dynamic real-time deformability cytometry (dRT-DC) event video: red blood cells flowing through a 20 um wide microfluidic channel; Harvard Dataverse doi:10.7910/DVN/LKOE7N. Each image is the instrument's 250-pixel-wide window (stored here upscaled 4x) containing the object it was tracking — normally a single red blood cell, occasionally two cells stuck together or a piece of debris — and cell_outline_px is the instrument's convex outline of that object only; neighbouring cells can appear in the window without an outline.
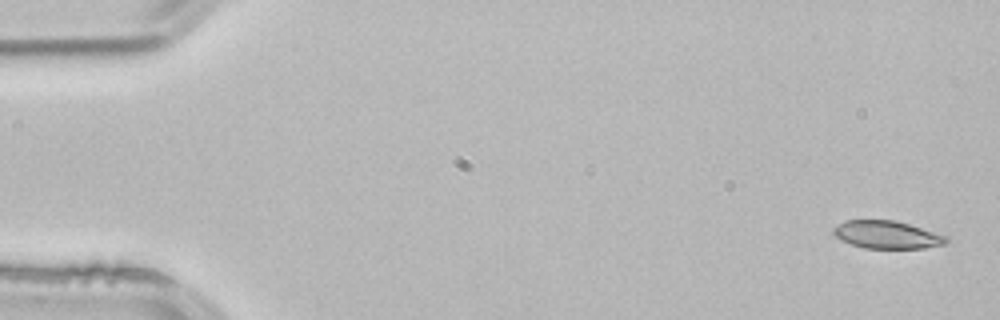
{"species": "common noctule bat (a hibernating species)", "species_latin": "Nyctalus noctula", "temperature_condition": "room temperature", "stored_images_in_passage": 3, "camera_frame_rate_fps": 3000, "um_per_image_px": 0.085, "animal": {"sex": "male", "body_mass_g": 21.5, "forearm_length_mm": 52.0}, "frame": {"image": 1, "passage_image": 1, "time_ms": 0.0, "image_size_px": [1000, 320], "cell_outline_px": [[948, 240], [944, 244], [924, 248], [864, 248], [840, 240], [832, 232], [832, 228], [836, 224], [844, 220], [896, 220], [948, 236]], "centroid_in_image_um": [75.36, 19.94], "position_along_channel_um": 9.6, "area_um2": 18.32}}
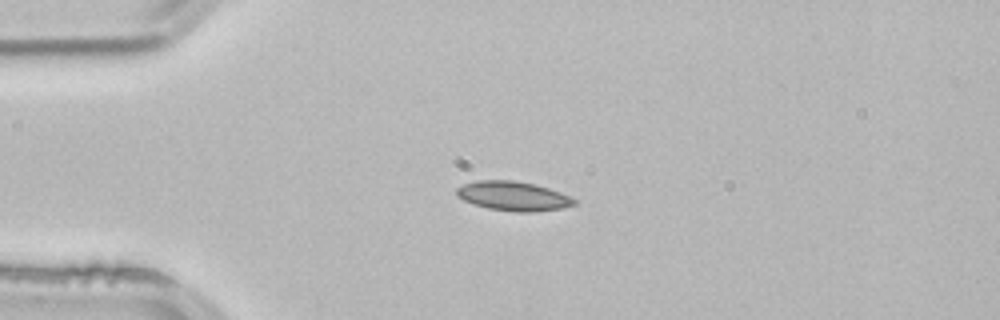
{"frame": {"image": 2, "passage_image": 3, "time_ms": 0.667, "image_size_px": [1000, 320], "cell_outline_px": [[576, 204], [560, 208], [532, 212], [516, 212], [488, 208], [472, 204], [456, 196], [456, 188], [464, 184], [476, 180], [512, 180], [536, 184], [560, 192], [576, 200]], "centroid_in_image_um": [43.58, 16.66], "position_along_channel_um": 41.4, "area_um2": 20.06}}